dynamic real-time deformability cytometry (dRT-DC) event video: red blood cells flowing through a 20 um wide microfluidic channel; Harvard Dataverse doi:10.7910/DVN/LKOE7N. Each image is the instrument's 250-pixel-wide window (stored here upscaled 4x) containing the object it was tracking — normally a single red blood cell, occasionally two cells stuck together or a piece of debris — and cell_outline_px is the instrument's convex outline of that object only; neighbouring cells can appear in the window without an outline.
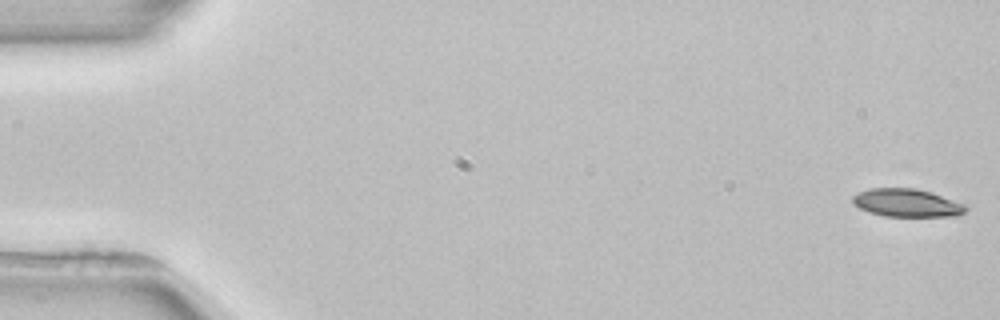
{"species": "common noctule bat (a hibernating species)", "species_latin": "Nyctalus noctula", "temperature_condition": "room temperature", "stored_images_in_passage": 4, "camera_frame_rate_fps": 3000, "um_per_image_px": 0.085, "animal": {"sex": "female", "body_mass_g": 22.7, "forearm_length_mm": 54.2}, "frame": {"image": 1, "passage_image": 1, "time_ms": 0.0, "image_size_px": [1000, 320], "cell_outline_px": [[968, 208], [960, 216], [884, 216], [868, 212], [860, 208], [852, 200], [852, 196], [868, 188], [916, 188], [932, 192], [964, 204]], "centroid_in_image_um": [77.1, 17.24], "position_along_channel_um": 7.9, "area_um2": 18.44}}
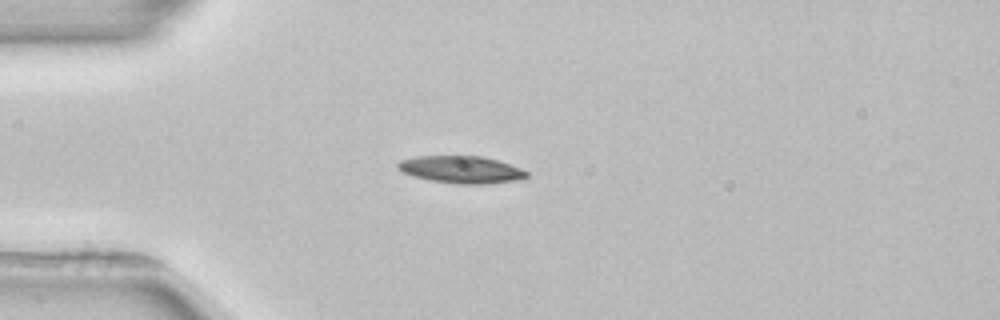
{"frame": {"image": 2, "passage_image": 4, "time_ms": 4.333, "image_size_px": [1000, 320], "cell_outline_px": [[528, 176], [524, 180], [484, 184], [456, 184], [432, 180], [412, 176], [396, 168], [396, 164], [400, 160], [416, 156], [484, 156], [520, 168], [528, 172]], "centroid_in_image_um": [39.22, 14.42], "position_along_channel_um": 45.8, "area_um2": 20.58}}